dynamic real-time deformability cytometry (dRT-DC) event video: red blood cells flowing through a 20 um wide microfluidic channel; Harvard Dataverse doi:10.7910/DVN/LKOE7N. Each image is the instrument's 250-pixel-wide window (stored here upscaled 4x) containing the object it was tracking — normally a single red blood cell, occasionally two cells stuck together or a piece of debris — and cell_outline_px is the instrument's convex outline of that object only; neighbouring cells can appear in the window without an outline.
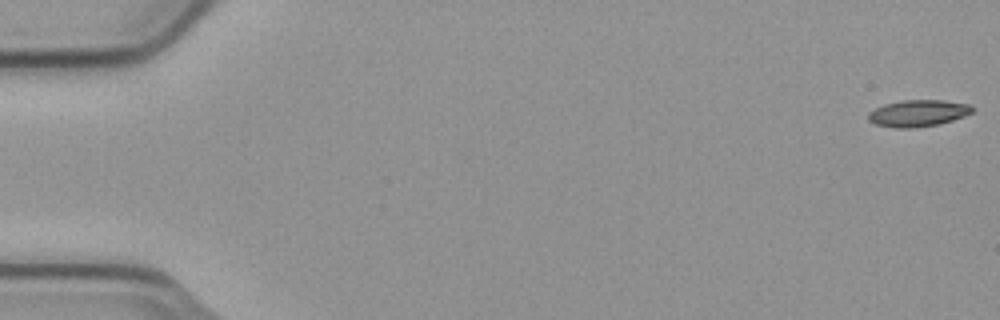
{"species": "common noctule bat (a hibernating species)", "species_latin": "Nyctalus noctula", "temperature_condition": "cold", "stored_images_in_passage": 55, "camera_frame_rate_fps": 3000, "um_per_image_px": 0.085, "animal": {"sex": "male", "body_mass_g": 23.1, "forearm_length_mm": 52.7}, "frame": {"image": 1, "passage_image": 1, "time_ms": 0.0, "image_size_px": [1000, 320], "cell_outline_px": [[972, 112], [964, 116], [940, 124], [912, 128], [892, 128], [876, 124], [868, 120], [868, 112], [884, 104], [904, 100], [944, 100], [968, 104], [972, 108]], "centroid_in_image_um": [78.01, 9.63], "position_along_channel_um": 7.0, "area_um2": 16.13}}
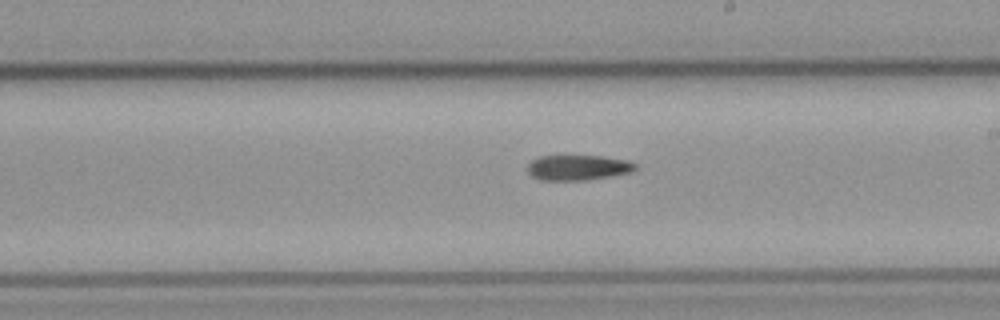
{"frame": {"image": 2, "passage_image": 32, "time_ms": 10.333, "image_size_px": [1000, 320], "cell_outline_px": [[636, 168], [632, 172], [584, 180], [540, 180], [532, 176], [528, 172], [528, 164], [532, 160], [540, 156], [600, 156], [628, 160], [636, 164]], "centroid_in_image_um": [49.12, 14.24], "position_along_channel_um": 239.9, "area_um2": 15.72}}
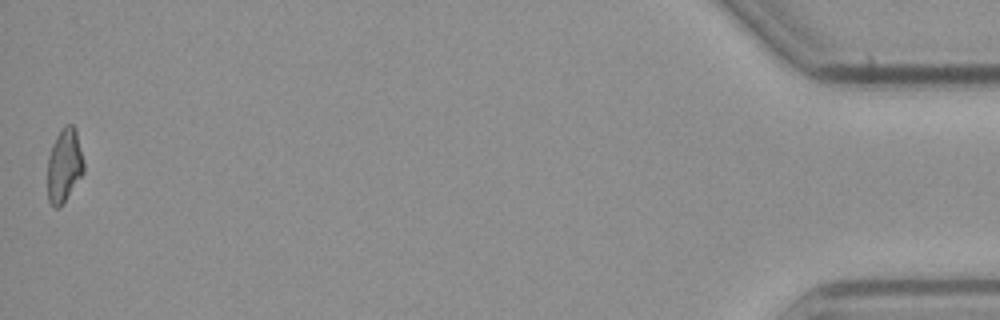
{"frame": {"image": 3, "passage_image": 55, "time_ms": 18.0, "image_size_px": [1000, 320], "cell_outline_px": [[84, 172], [60, 208], [56, 208], [48, 200], [48, 160], [52, 144], [56, 136], [64, 124], [72, 124], [76, 128], [84, 160]], "centroid_in_image_um": [5.48, 14.03], "position_along_channel_um": 429.7, "area_um2": 15.66}}